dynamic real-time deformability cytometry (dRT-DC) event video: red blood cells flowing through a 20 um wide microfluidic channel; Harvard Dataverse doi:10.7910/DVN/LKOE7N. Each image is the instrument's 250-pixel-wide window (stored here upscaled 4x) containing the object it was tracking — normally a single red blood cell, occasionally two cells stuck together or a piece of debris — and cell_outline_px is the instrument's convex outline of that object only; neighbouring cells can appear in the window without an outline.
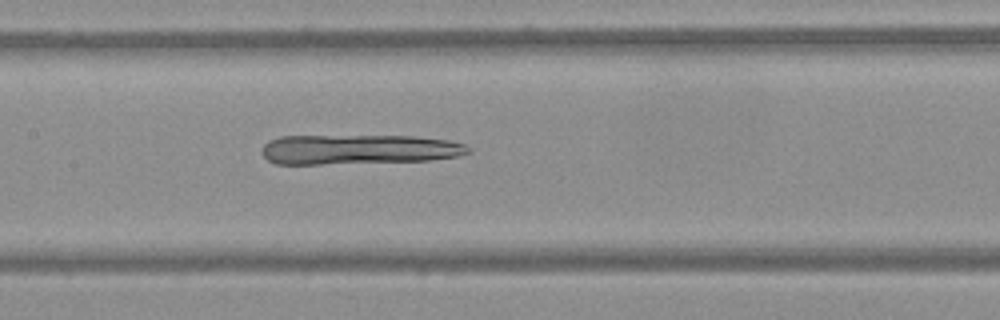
{"species": "Egyptian fruit bat (a non-hibernating species)", "species_latin": "Rousettus aegyptiacus", "temperature_condition": "warm", "stored_images_in_passage": 59, "camera_frame_rate_fps": 3000, "um_per_image_px": 0.085, "frame": {"image": 1, "passage_image": 29, "time_ms": 9.333, "image_size_px": [1000, 320], "cell_outline_px": [[472, 152], [456, 156], [428, 160], [320, 164], [276, 164], [268, 160], [264, 156], [264, 144], [268, 140], [280, 136], [412, 136], [448, 140], [464, 144], [472, 148]], "centroid_in_image_um": [30.49, 12.69], "position_along_channel_um": 176.9, "area_um2": 35.72}}
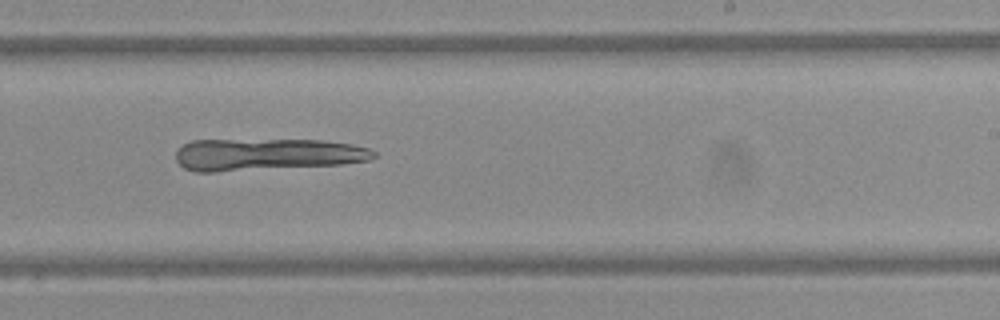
{"frame": {"image": 2, "passage_image": 37, "time_ms": 12.0, "image_size_px": [1000, 320], "cell_outline_px": [[376, 156], [372, 160], [340, 164], [216, 172], [196, 172], [184, 168], [176, 160], [176, 152], [184, 144], [192, 140], [320, 140], [352, 144], [368, 148], [376, 152]], "centroid_in_image_um": [22.68, 13.13], "position_along_channel_um": 266.3, "area_um2": 36.99}}
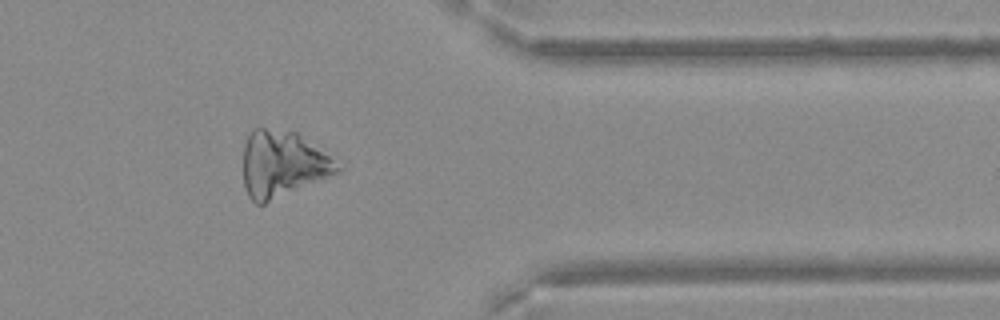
{"frame": {"image": 3, "passage_image": 49, "time_ms": 16.0, "image_size_px": [1000, 320], "cell_outline_px": [[344, 168], [336, 172], [264, 204], [256, 204], [248, 196], [244, 188], [244, 144], [248, 136], [256, 128], [264, 128], [296, 132], [344, 164]], "centroid_in_image_um": [24.03, 13.94], "position_along_channel_um": 387.4, "area_um2": 36.07}}